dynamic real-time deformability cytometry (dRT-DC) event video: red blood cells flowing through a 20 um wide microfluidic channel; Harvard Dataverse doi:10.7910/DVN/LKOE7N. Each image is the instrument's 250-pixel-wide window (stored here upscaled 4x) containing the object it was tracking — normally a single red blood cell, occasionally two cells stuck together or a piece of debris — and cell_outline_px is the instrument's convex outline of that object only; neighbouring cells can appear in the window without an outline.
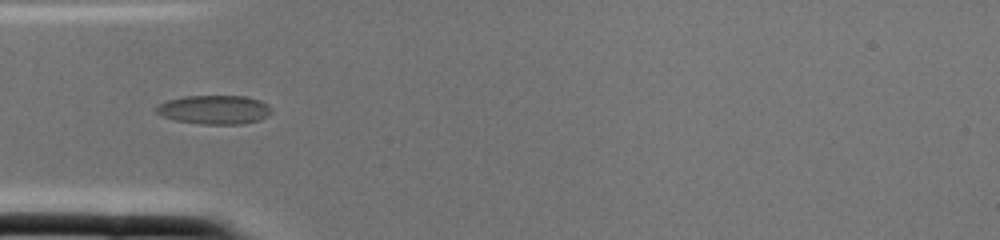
{"species": "common noctule bat (a hibernating species)", "species_latin": "Nyctalus noctula", "temperature_condition": "cold", "stored_images_in_passage": 1, "camera_frame_rate_fps": 3000, "um_per_image_px": 0.085, "animal": {"sex": "female", "body_mass_g": 22.0, "forearm_length_mm": 56.7}, "frame": {"image": 1, "passage_image": 1, "time_ms": 0.0, "image_size_px": [1000, 240], "cell_outline_px": [[272, 112], [268, 116], [260, 120], [244, 124], [200, 124], [172, 120], [160, 116], [156, 112], [156, 104], [168, 100], [184, 96], [244, 96], [260, 100], [268, 104], [272, 108]], "centroid_in_image_um": [18.21, 9.33], "position_along_channel_um": 66.8, "area_um2": 19.77}}